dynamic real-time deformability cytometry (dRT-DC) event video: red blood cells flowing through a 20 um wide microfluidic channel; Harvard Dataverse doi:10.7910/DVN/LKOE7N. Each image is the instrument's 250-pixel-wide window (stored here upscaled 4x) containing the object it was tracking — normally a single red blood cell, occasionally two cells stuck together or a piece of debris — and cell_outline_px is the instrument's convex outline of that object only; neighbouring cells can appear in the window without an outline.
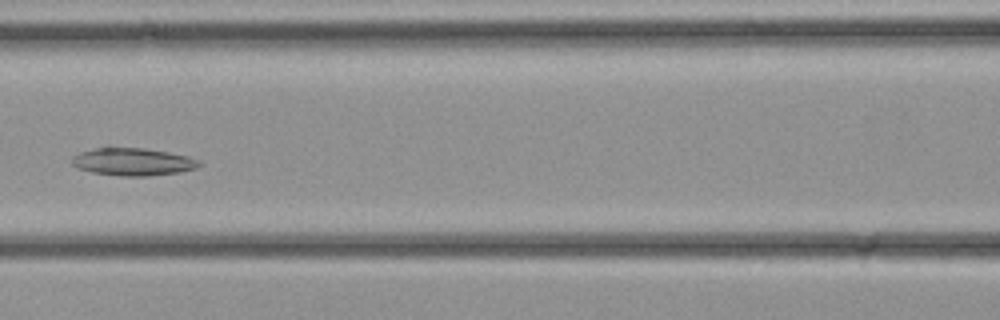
{"species": "common noctule bat (a hibernating species)", "species_latin": "Nyctalus noctula", "temperature_condition": "cold", "stored_images_in_passage": 39, "camera_frame_rate_fps": 3000, "um_per_image_px": 0.085, "animal": {"sex": "female", "body_mass_g": 21.9}, "frame": {"image": 1, "passage_image": 18, "time_ms": 5.667, "image_size_px": [1000, 320], "cell_outline_px": [[204, 164], [196, 168], [180, 172], [148, 176], [124, 176], [92, 172], [76, 168], [72, 164], [72, 156], [80, 152], [108, 144], [144, 148], [168, 152], [188, 156], [200, 160]], "centroid_in_image_um": [11.27, 13.71], "position_along_channel_um": 155.3, "area_um2": 21.21}}
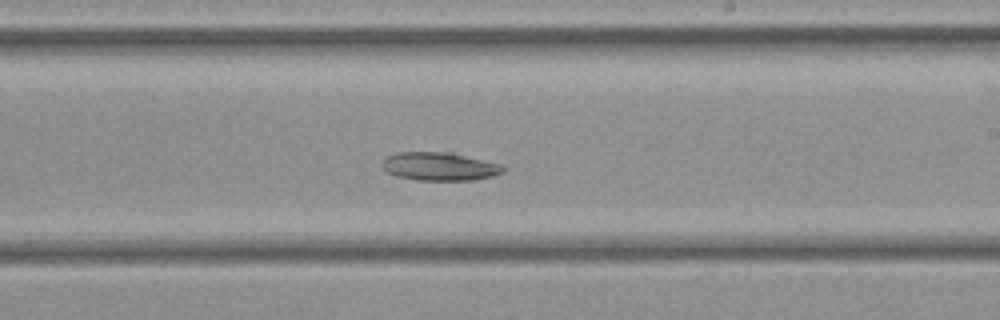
{"frame": {"image": 2, "passage_image": 23, "time_ms": 7.333, "image_size_px": [1000, 320], "cell_outline_px": [[504, 172], [492, 176], [472, 180], [416, 180], [396, 176], [388, 172], [380, 164], [388, 156], [396, 152], [452, 152], [500, 164], [504, 168]], "centroid_in_image_um": [37.35, 14.14], "position_along_channel_um": 251.6, "area_um2": 19.88}}
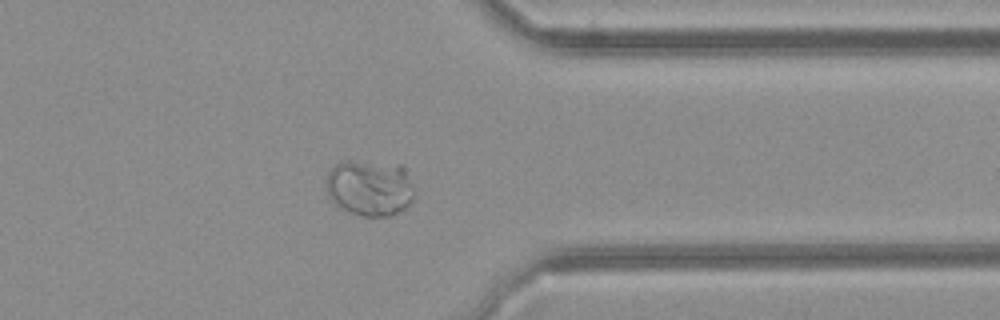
{"frame": {"image": 3, "passage_image": 30, "time_ms": 9.667, "image_size_px": [1000, 320], "cell_outline_px": [[416, 196], [412, 204], [388, 216], [364, 216], [348, 212], [332, 204], [324, 188], [324, 184], [328, 172], [336, 164], [348, 160], [400, 164], [404, 168], [416, 188]], "centroid_in_image_um": [31.43, 15.97], "position_along_channel_um": 380.0, "area_um2": 29.77}}